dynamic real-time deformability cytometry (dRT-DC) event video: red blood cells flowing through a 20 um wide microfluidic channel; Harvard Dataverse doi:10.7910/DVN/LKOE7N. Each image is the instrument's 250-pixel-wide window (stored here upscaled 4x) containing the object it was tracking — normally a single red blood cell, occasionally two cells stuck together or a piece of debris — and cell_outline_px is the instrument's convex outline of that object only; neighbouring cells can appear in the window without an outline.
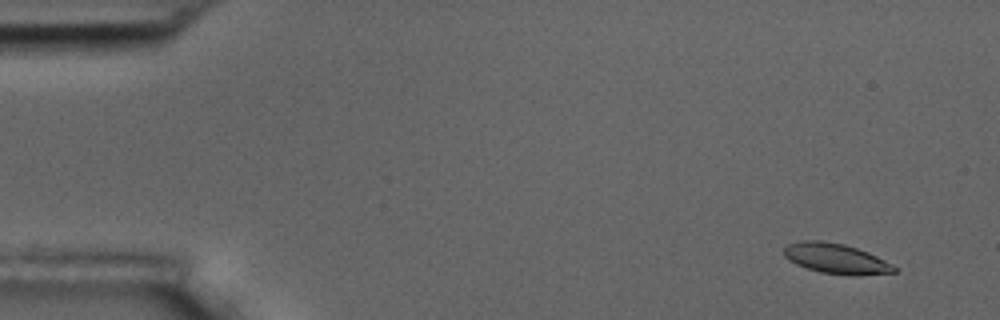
{"species": "common noctule bat (a hibernating species)", "species_latin": "Nyctalus noctula", "temperature_condition": "room temperature", "stored_images_in_passage": 4, "camera_frame_rate_fps": 3000, "um_per_image_px": 0.085, "animal": {"sex": "male", "body_mass_g": 17.5, "forearm_length_mm": 52.3}, "frame": {"image": 1, "passage_image": 1, "time_ms": 0.0, "image_size_px": [1000, 320], "cell_outline_px": [[896, 272], [860, 276], [852, 276], [820, 272], [796, 264], [788, 260], [784, 256], [784, 248], [788, 244], [800, 240], [820, 240], [844, 244], [868, 252], [892, 264], [896, 268]], "centroid_in_image_um": [71.05, 21.98], "position_along_channel_um": 13.9, "area_um2": 19.48}}
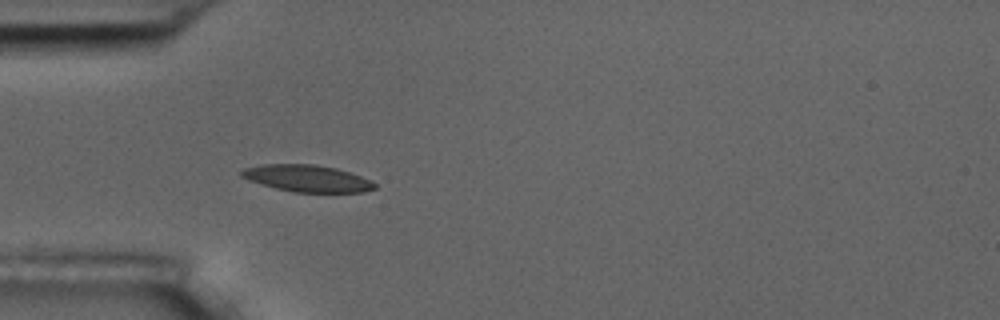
{"frame": {"image": 2, "passage_image": 4, "time_ms": 4.333, "image_size_px": [1000, 320], "cell_outline_px": [[376, 188], [364, 192], [292, 192], [260, 184], [248, 180], [240, 176], [240, 172], [244, 168], [260, 164], [312, 164], [336, 168], [360, 176], [376, 184]], "centroid_in_image_um": [26.06, 15.16], "position_along_channel_um": 58.9, "area_um2": 20.75}}